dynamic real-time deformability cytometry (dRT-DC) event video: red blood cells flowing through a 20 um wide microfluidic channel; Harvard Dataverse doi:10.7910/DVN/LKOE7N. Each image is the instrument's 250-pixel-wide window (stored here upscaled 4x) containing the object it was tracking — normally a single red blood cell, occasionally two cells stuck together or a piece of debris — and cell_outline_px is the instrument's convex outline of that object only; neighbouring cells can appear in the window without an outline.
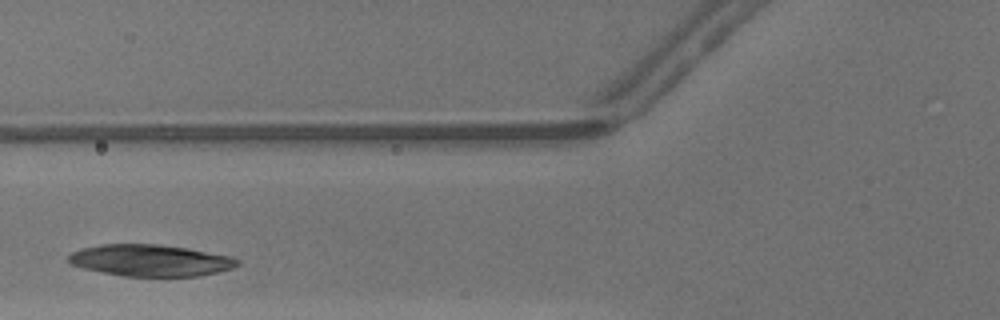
{"species": "common noctule bat (a hibernating species)", "species_latin": "Nyctalus noctula", "temperature_condition": "warm", "stored_images_in_passage": 14, "camera_frame_rate_fps": 3000, "um_per_image_px": 0.085, "animal": {"sex": "male", "body_mass_g": 13.3}, "frame": {"image": 1, "passage_image": 5, "time_ms": 1.333, "image_size_px": [1000, 320], "cell_outline_px": [[240, 264], [232, 268], [200, 276], [124, 276], [84, 268], [72, 264], [68, 260], [68, 256], [72, 252], [80, 248], [100, 244], [160, 244], [188, 248], [232, 256], [240, 260]], "centroid_in_image_um": [12.81, 22.12], "position_along_channel_um": 113.0, "area_um2": 31.15}}
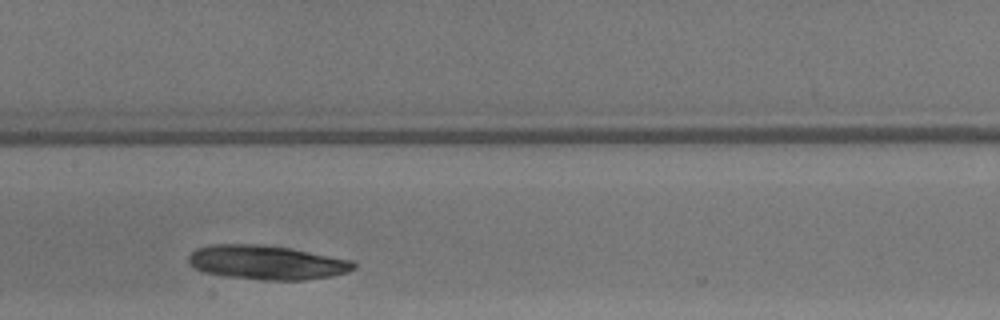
{"frame": {"image": 2, "passage_image": 10, "time_ms": 3.0, "image_size_px": [1000, 320], "cell_outline_px": [[356, 268], [348, 272], [332, 276], [304, 280], [260, 280], [224, 276], [204, 272], [192, 268], [188, 264], [188, 256], [196, 248], [212, 244], [264, 244], [292, 248], [352, 260], [356, 264]], "centroid_in_image_um": [22.65, 22.3], "position_along_channel_um": 184.7, "area_um2": 33.41}}